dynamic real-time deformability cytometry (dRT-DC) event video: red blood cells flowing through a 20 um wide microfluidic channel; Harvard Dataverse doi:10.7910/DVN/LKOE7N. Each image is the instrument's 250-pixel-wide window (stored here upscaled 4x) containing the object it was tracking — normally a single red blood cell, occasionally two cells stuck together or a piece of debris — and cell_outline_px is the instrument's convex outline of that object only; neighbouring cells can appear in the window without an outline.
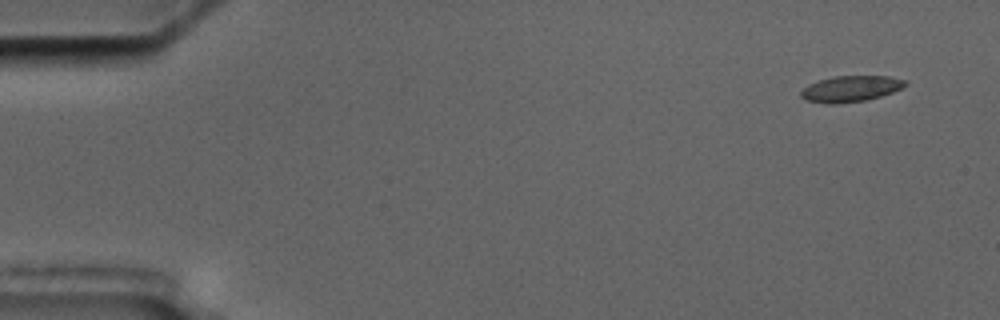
{"species": "common noctule bat (a hibernating species)", "species_latin": "Nyctalus noctula", "temperature_condition": "cold", "stored_images_in_passage": 2, "camera_frame_rate_fps": 3000, "um_per_image_px": 0.085, "animal": {"sex": "male", "body_mass_g": 17.5, "forearm_length_mm": 52.3}, "frame": {"image": 1, "passage_image": 1, "time_ms": 0.0, "image_size_px": [1000, 320], "cell_outline_px": [[908, 84], [892, 92], [868, 100], [836, 104], [828, 104], [804, 100], [800, 96], [800, 92], [808, 84], [820, 80], [836, 76], [888, 76], [908, 80]], "centroid_in_image_um": [72.3, 7.55], "position_along_channel_um": 12.7, "area_um2": 15.9}}